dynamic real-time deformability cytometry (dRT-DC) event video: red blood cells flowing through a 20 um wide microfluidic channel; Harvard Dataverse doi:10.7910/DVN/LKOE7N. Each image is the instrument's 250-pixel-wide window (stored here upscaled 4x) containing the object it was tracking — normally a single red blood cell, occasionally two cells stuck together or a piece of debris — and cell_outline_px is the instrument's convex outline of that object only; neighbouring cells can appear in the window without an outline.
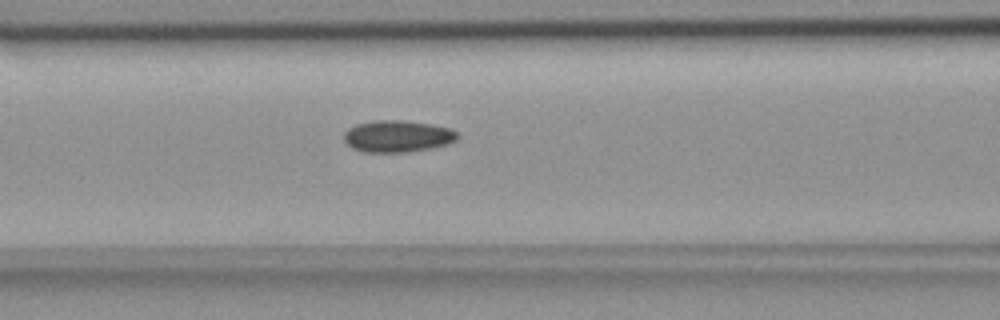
{"species": "common noctule bat (a hibernating species)", "species_latin": "Nyctalus noctula", "temperature_condition": "room temperature", "stored_images_in_passage": 38, "camera_frame_rate_fps": 3000, "um_per_image_px": 0.085, "animal": {"sex": "female", "body_mass_g": 18.4}, "frame": {"image": 1, "passage_image": 6, "time_ms": 1.667, "image_size_px": [1000, 320], "cell_outline_px": [[460, 136], [456, 140], [448, 144], [408, 152], [364, 152], [352, 148], [344, 140], [344, 132], [348, 128], [356, 124], [372, 120], [400, 120], [432, 124], [448, 128], [456, 132]], "centroid_in_image_um": [33.76, 11.57], "position_along_channel_um": 132.8, "area_um2": 21.04}}
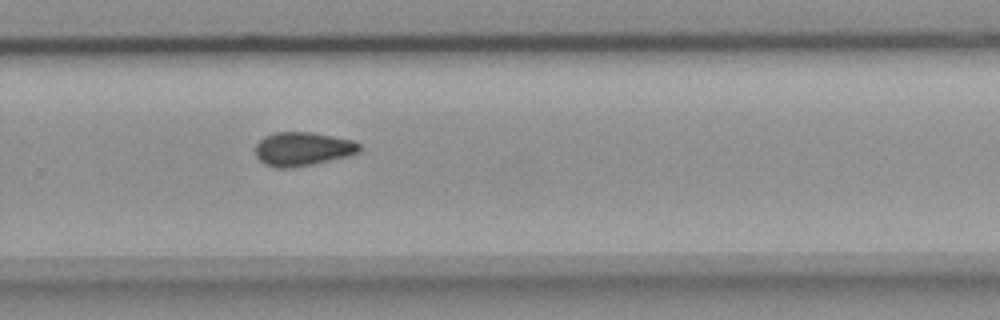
{"frame": {"image": 2, "passage_image": 20, "time_ms": 6.333, "image_size_px": [1000, 320], "cell_outline_px": [[360, 152], [348, 156], [312, 164], [292, 168], [276, 168], [264, 164], [256, 156], [256, 144], [264, 136], [276, 132], [312, 132], [352, 140], [360, 144]], "centroid_in_image_um": [25.72, 12.66], "position_along_channel_um": 304.1, "area_um2": 20.46}}
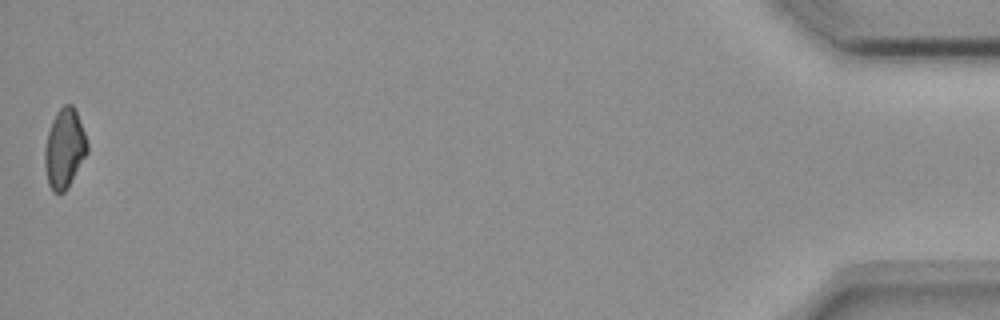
{"frame": {"image": 3, "passage_image": 38, "time_ms": 12.333, "image_size_px": [1000, 320], "cell_outline_px": [[88, 152], [68, 188], [64, 192], [52, 192], [48, 184], [44, 164], [44, 148], [48, 132], [52, 120], [56, 112], [64, 104], [72, 104], [76, 112], [84, 132], [88, 144]], "centroid_in_image_um": [5.47, 12.64], "position_along_channel_um": 429.7, "area_um2": 19.71}}